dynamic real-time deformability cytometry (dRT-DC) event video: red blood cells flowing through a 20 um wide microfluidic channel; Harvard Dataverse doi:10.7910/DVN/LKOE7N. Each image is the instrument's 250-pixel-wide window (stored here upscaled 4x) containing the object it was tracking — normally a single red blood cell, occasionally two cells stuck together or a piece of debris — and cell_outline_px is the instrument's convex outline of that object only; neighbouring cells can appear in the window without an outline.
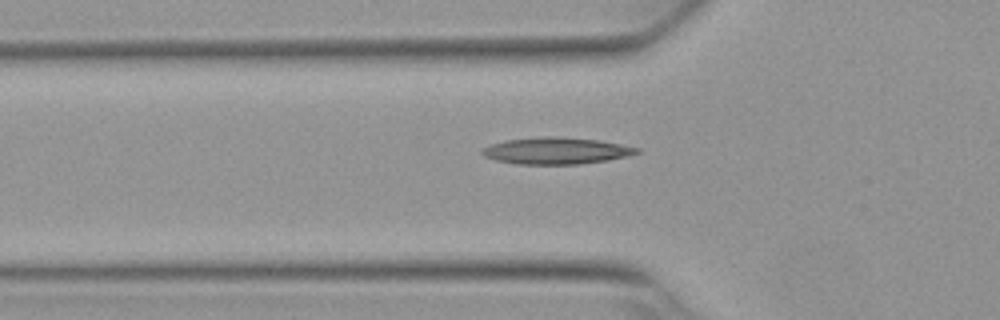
{"species": "Egyptian fruit bat (a non-hibernating species)", "species_latin": "Rousettus aegyptiacus", "temperature_condition": "warm", "stored_images_in_passage": 48, "camera_frame_rate_fps": 3000, "um_per_image_px": 0.085, "animal": {"sex": "female"}, "frame": {"image": 1, "passage_image": 18, "time_ms": 5.667, "image_size_px": [1000, 320], "cell_outline_px": [[640, 152], [628, 156], [608, 160], [580, 164], [516, 164], [496, 160], [484, 156], [480, 152], [484, 148], [492, 144], [508, 140], [552, 136], [556, 136], [600, 140], [640, 148]], "centroid_in_image_um": [47.32, 12.82], "position_along_channel_um": 78.5, "area_um2": 23.87}}
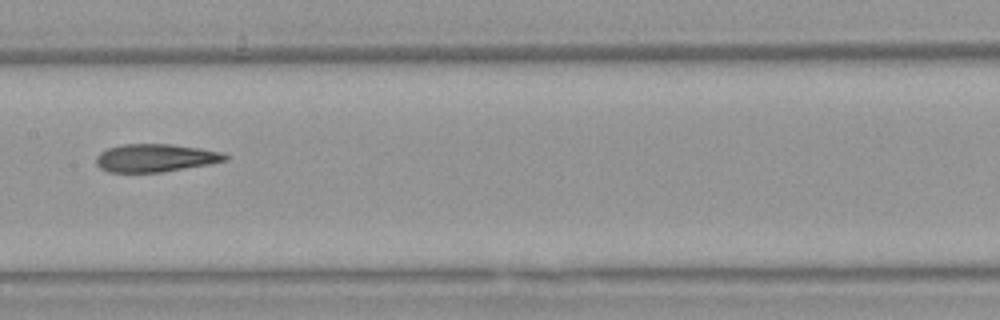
{"frame": {"image": 2, "passage_image": 27, "time_ms": 8.667, "image_size_px": [1000, 320], "cell_outline_px": [[228, 160], [208, 164], [160, 172], [108, 172], [100, 168], [96, 164], [96, 156], [100, 152], [108, 148], [124, 144], [172, 144], [200, 148], [220, 152], [228, 156]], "centroid_in_image_um": [13.18, 13.42], "position_along_channel_um": 194.2, "area_um2": 20.87}}
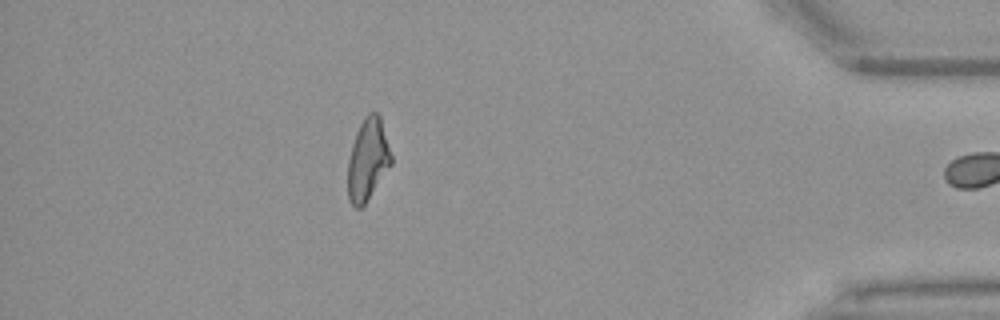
{"frame": {"image": 3, "passage_image": 47, "time_ms": 15.333, "image_size_px": [1000, 320], "cell_outline_px": [[392, 164], [364, 204], [360, 208], [356, 208], [348, 200], [348, 160], [352, 144], [356, 132], [364, 116], [368, 112], [376, 112], [380, 116], [392, 156]], "centroid_in_image_um": [31.26, 13.55], "position_along_channel_um": 403.9, "area_um2": 20.58}, "authors_computed_cell_mechanics": {"area_um2": 21.675, "velocity_mm_per_s": 3.8402, "shape_relaxation_time_tau1_ms": null, "shape_relaxation_time_tau2_ms": 2.7351, "deformation_change_tau1": null, "deformation_change_tau2": 0.1241}}